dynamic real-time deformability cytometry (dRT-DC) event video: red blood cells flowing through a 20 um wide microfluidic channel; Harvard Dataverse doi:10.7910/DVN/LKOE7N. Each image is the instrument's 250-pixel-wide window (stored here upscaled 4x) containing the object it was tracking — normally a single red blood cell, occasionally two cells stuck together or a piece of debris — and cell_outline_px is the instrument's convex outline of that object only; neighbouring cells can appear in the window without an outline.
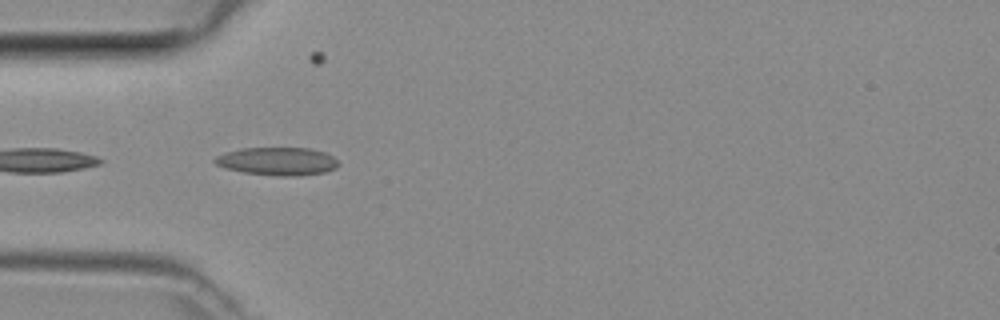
{"species": "common noctule bat (a hibernating species)", "species_latin": "Nyctalus noctula", "temperature_condition": "room temperature", "stored_images_in_passage": 6, "camera_frame_rate_fps": 3000, "um_per_image_px": 0.085, "animal": {"sex": "female", "body_mass_g": 29.2, "forearm_length_mm": 56.3}, "frame": {"image": 1, "passage_image": 4, "time_ms": 1.0, "image_size_px": [1000, 320], "cell_outline_px": [[340, 164], [336, 168], [324, 172], [296, 176], [280, 176], [244, 172], [228, 168], [216, 164], [212, 160], [216, 156], [224, 152], [240, 148], [308, 148], [324, 152], [332, 156]], "centroid_in_image_um": [23.58, 13.7], "position_along_channel_um": 61.4, "area_um2": 20.06}}
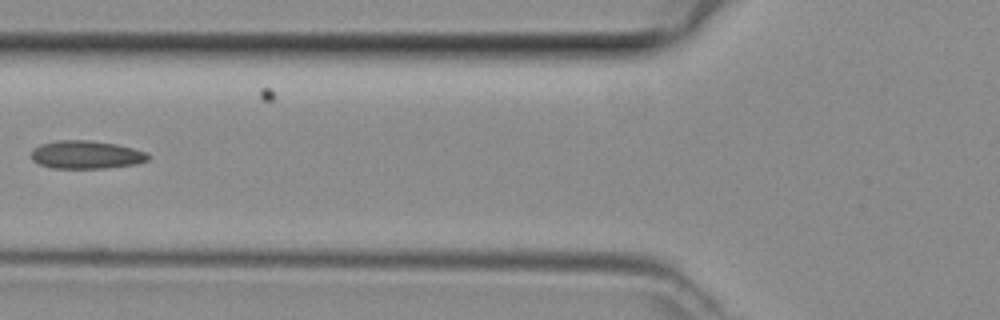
{"frame": {"image": 2, "passage_image": 5, "time_ms": 1.333, "image_size_px": [1000, 320], "cell_outline_px": [[152, 156], [148, 160], [136, 164], [104, 168], [52, 168], [36, 164], [32, 160], [32, 148], [40, 144], [56, 140], [88, 140], [116, 144], [132, 148], [144, 152]], "centroid_in_image_um": [7.29, 13.15], "position_along_channel_um": 118.5, "area_um2": 19.25}}